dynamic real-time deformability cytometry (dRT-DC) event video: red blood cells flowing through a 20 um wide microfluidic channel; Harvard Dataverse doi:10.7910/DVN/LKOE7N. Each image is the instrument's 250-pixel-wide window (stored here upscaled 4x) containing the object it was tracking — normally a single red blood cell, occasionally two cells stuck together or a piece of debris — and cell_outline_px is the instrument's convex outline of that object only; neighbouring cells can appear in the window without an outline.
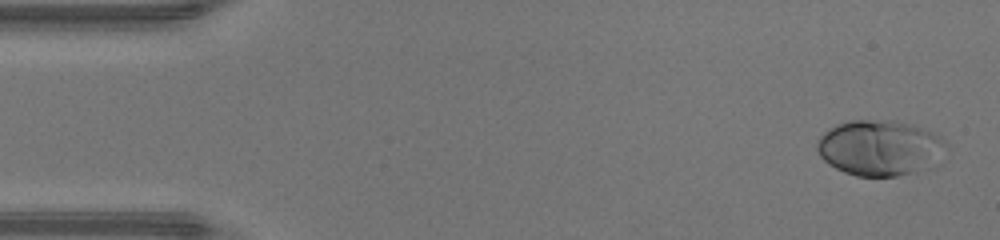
{"species": "human", "species_latin": "Homo sapiens", "temperature_condition": "warm", "stored_images_in_passage": 47, "camera_frame_rate_fps": 3000, "um_per_image_px": 0.085, "donor": {"sex": "male"}, "frame": {"image": 1, "passage_image": 2, "time_ms": 0.333, "image_size_px": [1000, 240], "cell_outline_px": [[944, 144], [932, 168], [916, 172], [896, 176], [856, 176], [844, 172], [828, 164], [820, 156], [816, 148], [816, 144], [820, 136], [828, 128], [836, 124], [852, 120], [896, 120], [932, 132], [944, 140]], "centroid_in_image_um": [74.71, 12.57], "position_along_channel_um": 10.3, "area_um2": 41.56}}
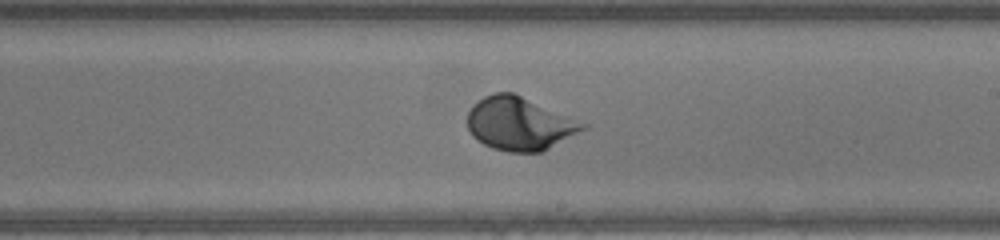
{"frame": {"image": 2, "passage_image": 27, "time_ms": 8.667, "image_size_px": [1000, 240], "cell_outline_px": [[588, 128], [544, 152], [508, 152], [492, 148], [484, 144], [472, 136], [468, 128], [468, 112], [472, 104], [484, 96], [492, 92], [516, 92], [588, 124]], "centroid_in_image_um": [44.18, 10.5], "position_along_channel_um": 244.8, "area_um2": 36.41}}
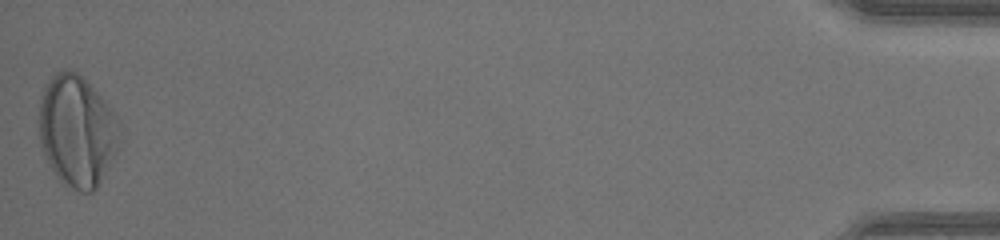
{"frame": {"image": 3, "passage_image": 47, "time_ms": 15.333, "image_size_px": [1000, 240], "cell_outline_px": [[120, 124], [116, 152], [96, 188], [92, 192], [80, 192], [64, 184], [60, 180], [52, 168], [44, 152], [40, 140], [36, 120], [40, 96], [44, 84], [56, 72], [68, 68], [76, 72], [108, 104], [120, 120]], "centroid_in_image_um": [6.5, 11.09], "position_along_channel_um": 428.7, "area_um2": 52.31}, "authors_computed_cell_mechanics": {"area_um2": 36.2984, "velocity_mm_per_s": 4.3458, "shape_relaxation_time_tau1_ms": 3.0881, "shape_relaxation_time_tau2_ms": null, "deformation_change_tau1": 0.2062, "deformation_change_tau2": null}}